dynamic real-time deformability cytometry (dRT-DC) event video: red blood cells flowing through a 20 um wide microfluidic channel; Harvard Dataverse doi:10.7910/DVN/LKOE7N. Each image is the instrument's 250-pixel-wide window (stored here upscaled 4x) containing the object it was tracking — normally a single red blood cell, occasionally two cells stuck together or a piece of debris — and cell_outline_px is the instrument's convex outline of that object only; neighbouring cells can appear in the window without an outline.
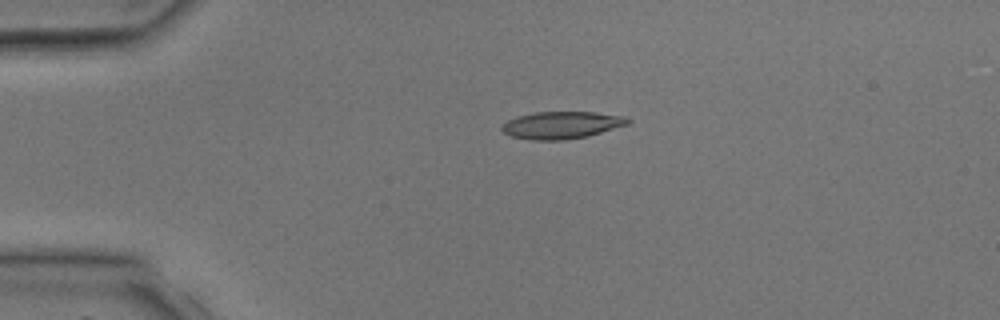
{"species": "common noctule bat (a hibernating species)", "species_latin": "Nyctalus noctula", "temperature_condition": "room temperature", "stored_images_in_passage": 5, "camera_frame_rate_fps": 3000, "um_per_image_px": 0.085, "animal": {"sex": "male", "body_mass_g": 17.9, "forearm_length_mm": 54.2}, "frame": {"image": 1, "passage_image": 5, "time_ms": 4.667, "image_size_px": [1000, 320], "cell_outline_px": [[632, 120], [628, 124], [588, 136], [564, 140], [532, 140], [512, 136], [504, 132], [500, 128], [508, 120], [516, 116], [532, 112], [592, 112], [624, 116]], "centroid_in_image_um": [47.73, 10.63], "position_along_channel_um": 37.3, "area_um2": 19.94}}